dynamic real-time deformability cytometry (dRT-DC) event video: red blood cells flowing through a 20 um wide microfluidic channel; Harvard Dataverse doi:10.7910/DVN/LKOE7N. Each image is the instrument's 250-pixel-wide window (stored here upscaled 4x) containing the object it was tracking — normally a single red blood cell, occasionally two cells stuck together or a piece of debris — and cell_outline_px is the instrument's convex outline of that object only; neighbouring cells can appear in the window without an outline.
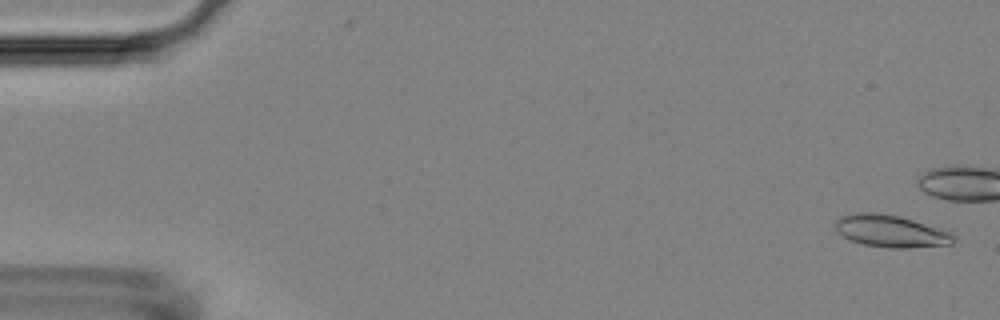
{"species": "Egyptian fruit bat (a non-hibernating species)", "species_latin": "Rousettus aegyptiacus", "temperature_condition": "room temperature", "stored_images_in_passage": 44, "camera_frame_rate_fps": 3000, "um_per_image_px": 0.085, "animal": {"sex": "female"}, "frame": {"image": 1, "passage_image": 2, "time_ms": 0.333, "image_size_px": [1000, 320], "cell_outline_px": [[956, 240], [952, 244], [912, 248], [888, 248], [864, 244], [848, 240], [836, 232], [836, 220], [840, 216], [856, 212], [876, 212], [900, 216], [948, 232], [956, 236]], "centroid_in_image_um": [75.67, 19.65], "position_along_channel_um": 9.3, "area_um2": 22.2}}
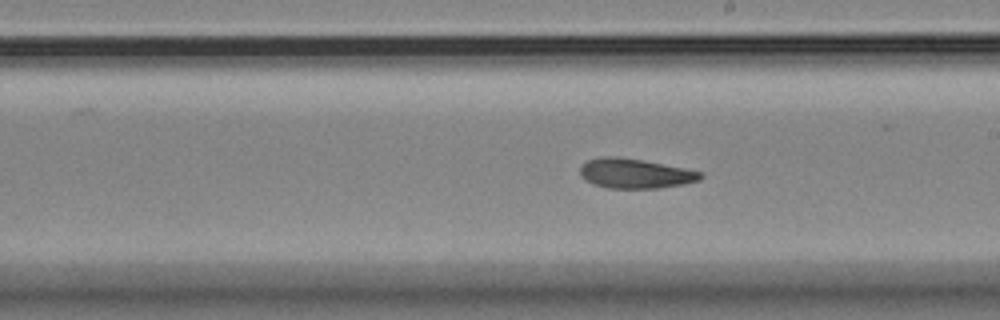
{"frame": {"image": 2, "passage_image": 31, "time_ms": 10.0, "image_size_px": [1000, 320], "cell_outline_px": [[704, 176], [700, 180], [684, 184], [660, 188], [608, 188], [592, 184], [584, 180], [580, 176], [580, 164], [588, 160], [600, 156], [616, 156], [644, 160], [704, 172]], "centroid_in_image_um": [53.97, 14.74], "position_along_channel_um": 235.0, "area_um2": 21.21}}
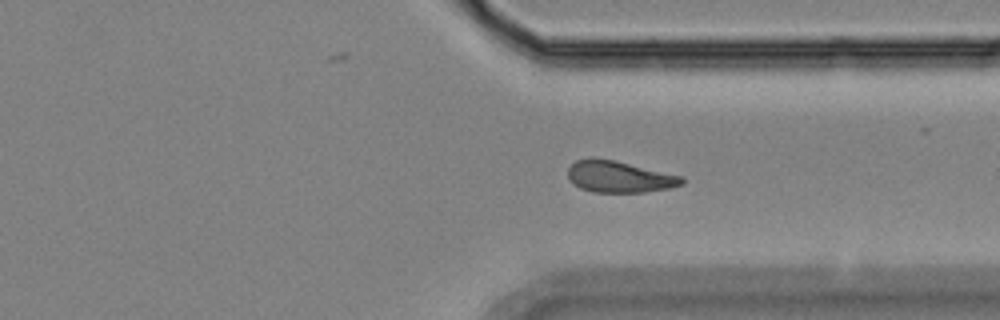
{"frame": {"image": 3, "passage_image": 41, "time_ms": 13.333, "image_size_px": [1000, 320], "cell_outline_px": [[684, 184], [672, 188], [644, 192], [592, 192], [580, 188], [572, 184], [568, 176], [568, 168], [576, 160], [592, 156], [612, 160], [680, 176], [684, 180]], "centroid_in_image_um": [52.58, 15.03], "position_along_channel_um": 358.8, "area_um2": 20.87}}